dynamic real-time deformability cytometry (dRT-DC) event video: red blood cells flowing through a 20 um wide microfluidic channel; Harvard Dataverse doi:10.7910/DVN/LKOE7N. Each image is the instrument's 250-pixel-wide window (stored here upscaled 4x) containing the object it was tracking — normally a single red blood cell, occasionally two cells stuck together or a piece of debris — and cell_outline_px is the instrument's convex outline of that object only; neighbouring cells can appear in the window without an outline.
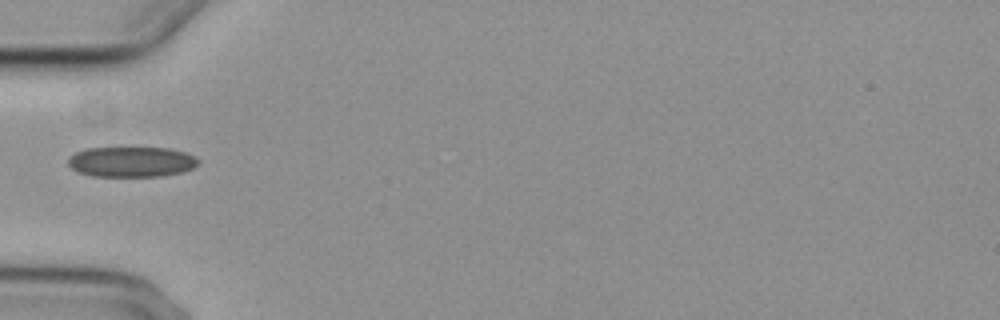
{"species": "common noctule bat (a hibernating species)", "species_latin": "Nyctalus noctula", "temperature_condition": "cold", "stored_images_in_passage": 5, "camera_frame_rate_fps": 3000, "um_per_image_px": 0.085, "animal": {"sex": "female", "body_mass_g": 29.2, "forearm_length_mm": 56.3}, "frame": {"image": 1, "passage_image": 4, "time_ms": 4.667, "image_size_px": [1000, 320], "cell_outline_px": [[200, 160], [192, 168], [184, 172], [164, 176], [92, 176], [80, 172], [72, 168], [68, 164], [68, 160], [76, 152], [88, 148], [168, 148], [184, 152], [196, 156]], "centroid_in_image_um": [11.21, 13.76], "position_along_channel_um": 73.8, "area_um2": 22.89}}
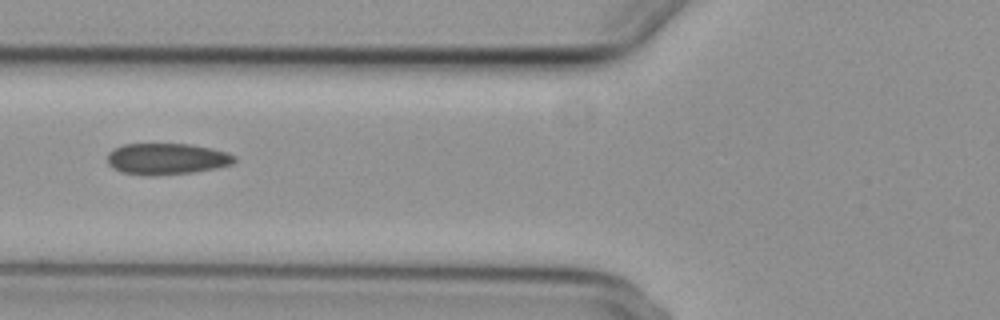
{"frame": {"image": 2, "passage_image": 5, "time_ms": 5.667, "image_size_px": [1000, 320], "cell_outline_px": [[236, 160], [232, 164], [216, 168], [192, 172], [152, 176], [148, 176], [120, 172], [112, 168], [108, 164], [108, 152], [112, 148], [124, 144], [192, 144], [212, 148], [228, 152], [236, 156]], "centroid_in_image_um": [14.16, 13.5], "position_along_channel_um": 111.6, "area_um2": 23.47}}